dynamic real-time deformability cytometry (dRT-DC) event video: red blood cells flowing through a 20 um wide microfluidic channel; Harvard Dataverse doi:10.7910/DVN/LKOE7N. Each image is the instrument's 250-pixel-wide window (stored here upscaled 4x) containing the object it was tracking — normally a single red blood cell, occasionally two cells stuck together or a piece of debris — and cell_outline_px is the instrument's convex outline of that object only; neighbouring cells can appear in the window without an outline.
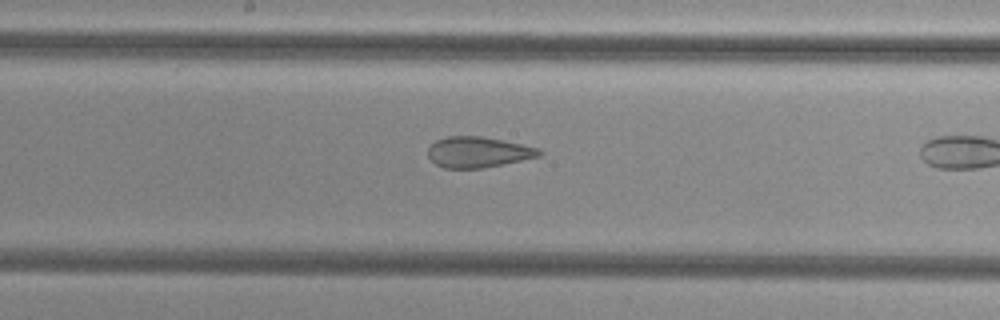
{"species": "common noctule bat (a hibernating species)", "species_latin": "Nyctalus noctula", "temperature_condition": "cold", "stored_images_in_passage": 11, "camera_frame_rate_fps": 3000, "um_per_image_px": 0.085, "animal": {"sex": "female", "body_mass_g": 29.2, "forearm_length_mm": 56.3}, "frame": {"image": 1, "passage_image": 10, "time_ms": 3.0, "image_size_px": [1000, 320], "cell_outline_px": [[544, 152], [540, 156], [504, 164], [480, 168], [444, 168], [436, 164], [428, 156], [428, 148], [436, 140], [448, 136], [480, 136], [504, 140], [540, 148]], "centroid_in_image_um": [40.67, 12.92], "position_along_channel_um": 207.5, "area_um2": 19.94}}